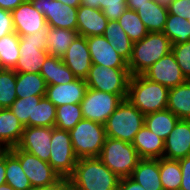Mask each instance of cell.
Returning a JSON list of instances; mask_svg holds the SVG:
<instances>
[{
  "label": "cell",
  "mask_w": 190,
  "mask_h": 190,
  "mask_svg": "<svg viewBox=\"0 0 190 190\" xmlns=\"http://www.w3.org/2000/svg\"><path fill=\"white\" fill-rule=\"evenodd\" d=\"M67 179L80 190H117L120 177L98 157H89L78 159Z\"/></svg>",
  "instance_id": "obj_1"
},
{
  "label": "cell",
  "mask_w": 190,
  "mask_h": 190,
  "mask_svg": "<svg viewBox=\"0 0 190 190\" xmlns=\"http://www.w3.org/2000/svg\"><path fill=\"white\" fill-rule=\"evenodd\" d=\"M169 88L153 82L143 75L131 76L128 84V101L144 115L167 108Z\"/></svg>",
  "instance_id": "obj_2"
},
{
  "label": "cell",
  "mask_w": 190,
  "mask_h": 190,
  "mask_svg": "<svg viewBox=\"0 0 190 190\" xmlns=\"http://www.w3.org/2000/svg\"><path fill=\"white\" fill-rule=\"evenodd\" d=\"M172 51V43L163 32H149L133 43L128 61L131 76L142 75L151 65Z\"/></svg>",
  "instance_id": "obj_3"
},
{
  "label": "cell",
  "mask_w": 190,
  "mask_h": 190,
  "mask_svg": "<svg viewBox=\"0 0 190 190\" xmlns=\"http://www.w3.org/2000/svg\"><path fill=\"white\" fill-rule=\"evenodd\" d=\"M144 122L145 115L124 99L104 124L106 137L132 143Z\"/></svg>",
  "instance_id": "obj_4"
},
{
  "label": "cell",
  "mask_w": 190,
  "mask_h": 190,
  "mask_svg": "<svg viewBox=\"0 0 190 190\" xmlns=\"http://www.w3.org/2000/svg\"><path fill=\"white\" fill-rule=\"evenodd\" d=\"M98 158L120 178L131 176L141 159L132 143L109 137Z\"/></svg>",
  "instance_id": "obj_5"
},
{
  "label": "cell",
  "mask_w": 190,
  "mask_h": 190,
  "mask_svg": "<svg viewBox=\"0 0 190 190\" xmlns=\"http://www.w3.org/2000/svg\"><path fill=\"white\" fill-rule=\"evenodd\" d=\"M69 134L78 159L100 155L106 139L103 124L83 118L69 131Z\"/></svg>",
  "instance_id": "obj_6"
},
{
  "label": "cell",
  "mask_w": 190,
  "mask_h": 190,
  "mask_svg": "<svg viewBox=\"0 0 190 190\" xmlns=\"http://www.w3.org/2000/svg\"><path fill=\"white\" fill-rule=\"evenodd\" d=\"M19 36L20 57L13 70L16 73H40L45 59L49 56L46 51L47 29Z\"/></svg>",
  "instance_id": "obj_7"
},
{
  "label": "cell",
  "mask_w": 190,
  "mask_h": 190,
  "mask_svg": "<svg viewBox=\"0 0 190 190\" xmlns=\"http://www.w3.org/2000/svg\"><path fill=\"white\" fill-rule=\"evenodd\" d=\"M130 77L128 68H111L92 63L85 81L90 89L117 94L124 100L127 99Z\"/></svg>",
  "instance_id": "obj_8"
},
{
  "label": "cell",
  "mask_w": 190,
  "mask_h": 190,
  "mask_svg": "<svg viewBox=\"0 0 190 190\" xmlns=\"http://www.w3.org/2000/svg\"><path fill=\"white\" fill-rule=\"evenodd\" d=\"M49 164L61 176L68 178L74 171L78 158L73 150L69 131L52 127Z\"/></svg>",
  "instance_id": "obj_9"
},
{
  "label": "cell",
  "mask_w": 190,
  "mask_h": 190,
  "mask_svg": "<svg viewBox=\"0 0 190 190\" xmlns=\"http://www.w3.org/2000/svg\"><path fill=\"white\" fill-rule=\"evenodd\" d=\"M19 161L32 187H47L58 183L62 178L48 162L30 154L17 146L8 149Z\"/></svg>",
  "instance_id": "obj_10"
},
{
  "label": "cell",
  "mask_w": 190,
  "mask_h": 190,
  "mask_svg": "<svg viewBox=\"0 0 190 190\" xmlns=\"http://www.w3.org/2000/svg\"><path fill=\"white\" fill-rule=\"evenodd\" d=\"M122 101L117 94L87 88L80 103L83 118L104 125Z\"/></svg>",
  "instance_id": "obj_11"
},
{
  "label": "cell",
  "mask_w": 190,
  "mask_h": 190,
  "mask_svg": "<svg viewBox=\"0 0 190 190\" xmlns=\"http://www.w3.org/2000/svg\"><path fill=\"white\" fill-rule=\"evenodd\" d=\"M30 1L33 7L44 15L48 27L77 30L78 8L62 4L58 0Z\"/></svg>",
  "instance_id": "obj_12"
},
{
  "label": "cell",
  "mask_w": 190,
  "mask_h": 190,
  "mask_svg": "<svg viewBox=\"0 0 190 190\" xmlns=\"http://www.w3.org/2000/svg\"><path fill=\"white\" fill-rule=\"evenodd\" d=\"M142 75L169 89L187 81L172 51L151 65Z\"/></svg>",
  "instance_id": "obj_13"
},
{
  "label": "cell",
  "mask_w": 190,
  "mask_h": 190,
  "mask_svg": "<svg viewBox=\"0 0 190 190\" xmlns=\"http://www.w3.org/2000/svg\"><path fill=\"white\" fill-rule=\"evenodd\" d=\"M51 136L52 127H24L17 147L37 156L42 161L49 162Z\"/></svg>",
  "instance_id": "obj_14"
},
{
  "label": "cell",
  "mask_w": 190,
  "mask_h": 190,
  "mask_svg": "<svg viewBox=\"0 0 190 190\" xmlns=\"http://www.w3.org/2000/svg\"><path fill=\"white\" fill-rule=\"evenodd\" d=\"M11 13L14 30L18 35L33 34L48 29L44 15L33 7L30 0H25Z\"/></svg>",
  "instance_id": "obj_15"
},
{
  "label": "cell",
  "mask_w": 190,
  "mask_h": 190,
  "mask_svg": "<svg viewBox=\"0 0 190 190\" xmlns=\"http://www.w3.org/2000/svg\"><path fill=\"white\" fill-rule=\"evenodd\" d=\"M92 63L111 68H128V62L117 53L103 36H89L86 38Z\"/></svg>",
  "instance_id": "obj_16"
},
{
  "label": "cell",
  "mask_w": 190,
  "mask_h": 190,
  "mask_svg": "<svg viewBox=\"0 0 190 190\" xmlns=\"http://www.w3.org/2000/svg\"><path fill=\"white\" fill-rule=\"evenodd\" d=\"M62 60L77 78L85 79L92 65L86 37L78 35L67 49Z\"/></svg>",
  "instance_id": "obj_17"
},
{
  "label": "cell",
  "mask_w": 190,
  "mask_h": 190,
  "mask_svg": "<svg viewBox=\"0 0 190 190\" xmlns=\"http://www.w3.org/2000/svg\"><path fill=\"white\" fill-rule=\"evenodd\" d=\"M190 155V120L179 119L164 141L163 158L179 160Z\"/></svg>",
  "instance_id": "obj_18"
},
{
  "label": "cell",
  "mask_w": 190,
  "mask_h": 190,
  "mask_svg": "<svg viewBox=\"0 0 190 190\" xmlns=\"http://www.w3.org/2000/svg\"><path fill=\"white\" fill-rule=\"evenodd\" d=\"M88 86L85 79L77 78L73 82L47 85L46 97L56 106L81 103Z\"/></svg>",
  "instance_id": "obj_19"
},
{
  "label": "cell",
  "mask_w": 190,
  "mask_h": 190,
  "mask_svg": "<svg viewBox=\"0 0 190 190\" xmlns=\"http://www.w3.org/2000/svg\"><path fill=\"white\" fill-rule=\"evenodd\" d=\"M100 9L80 5L77 11V33L84 37L103 35L108 24Z\"/></svg>",
  "instance_id": "obj_20"
},
{
  "label": "cell",
  "mask_w": 190,
  "mask_h": 190,
  "mask_svg": "<svg viewBox=\"0 0 190 190\" xmlns=\"http://www.w3.org/2000/svg\"><path fill=\"white\" fill-rule=\"evenodd\" d=\"M24 125L10 108H0V149L16 147L22 137Z\"/></svg>",
  "instance_id": "obj_21"
},
{
  "label": "cell",
  "mask_w": 190,
  "mask_h": 190,
  "mask_svg": "<svg viewBox=\"0 0 190 190\" xmlns=\"http://www.w3.org/2000/svg\"><path fill=\"white\" fill-rule=\"evenodd\" d=\"M132 145L140 158H163L164 140L144 125L135 135Z\"/></svg>",
  "instance_id": "obj_22"
},
{
  "label": "cell",
  "mask_w": 190,
  "mask_h": 190,
  "mask_svg": "<svg viewBox=\"0 0 190 190\" xmlns=\"http://www.w3.org/2000/svg\"><path fill=\"white\" fill-rule=\"evenodd\" d=\"M145 190H163L160 181L159 159L141 158L130 176Z\"/></svg>",
  "instance_id": "obj_23"
},
{
  "label": "cell",
  "mask_w": 190,
  "mask_h": 190,
  "mask_svg": "<svg viewBox=\"0 0 190 190\" xmlns=\"http://www.w3.org/2000/svg\"><path fill=\"white\" fill-rule=\"evenodd\" d=\"M40 74L47 85H57L73 82L77 77L66 66L62 58L48 56L41 67Z\"/></svg>",
  "instance_id": "obj_24"
},
{
  "label": "cell",
  "mask_w": 190,
  "mask_h": 190,
  "mask_svg": "<svg viewBox=\"0 0 190 190\" xmlns=\"http://www.w3.org/2000/svg\"><path fill=\"white\" fill-rule=\"evenodd\" d=\"M78 35L77 30L48 27L46 51L50 56L62 58Z\"/></svg>",
  "instance_id": "obj_25"
},
{
  "label": "cell",
  "mask_w": 190,
  "mask_h": 190,
  "mask_svg": "<svg viewBox=\"0 0 190 190\" xmlns=\"http://www.w3.org/2000/svg\"><path fill=\"white\" fill-rule=\"evenodd\" d=\"M136 12L148 32H163L168 9L163 8L154 0H149L146 4L140 6Z\"/></svg>",
  "instance_id": "obj_26"
},
{
  "label": "cell",
  "mask_w": 190,
  "mask_h": 190,
  "mask_svg": "<svg viewBox=\"0 0 190 190\" xmlns=\"http://www.w3.org/2000/svg\"><path fill=\"white\" fill-rule=\"evenodd\" d=\"M166 109L179 119L190 120V80L169 89Z\"/></svg>",
  "instance_id": "obj_27"
},
{
  "label": "cell",
  "mask_w": 190,
  "mask_h": 190,
  "mask_svg": "<svg viewBox=\"0 0 190 190\" xmlns=\"http://www.w3.org/2000/svg\"><path fill=\"white\" fill-rule=\"evenodd\" d=\"M103 36L119 55L127 62L130 60L134 42L128 37L118 21H109Z\"/></svg>",
  "instance_id": "obj_28"
},
{
  "label": "cell",
  "mask_w": 190,
  "mask_h": 190,
  "mask_svg": "<svg viewBox=\"0 0 190 190\" xmlns=\"http://www.w3.org/2000/svg\"><path fill=\"white\" fill-rule=\"evenodd\" d=\"M47 84L40 73H16L17 98L45 96Z\"/></svg>",
  "instance_id": "obj_29"
},
{
  "label": "cell",
  "mask_w": 190,
  "mask_h": 190,
  "mask_svg": "<svg viewBox=\"0 0 190 190\" xmlns=\"http://www.w3.org/2000/svg\"><path fill=\"white\" fill-rule=\"evenodd\" d=\"M178 121L179 118L174 113L165 109L145 115L144 125L165 141Z\"/></svg>",
  "instance_id": "obj_30"
},
{
  "label": "cell",
  "mask_w": 190,
  "mask_h": 190,
  "mask_svg": "<svg viewBox=\"0 0 190 190\" xmlns=\"http://www.w3.org/2000/svg\"><path fill=\"white\" fill-rule=\"evenodd\" d=\"M6 183L14 190H29L32 185L29 178L25 175L20 161L9 151L6 150Z\"/></svg>",
  "instance_id": "obj_31"
},
{
  "label": "cell",
  "mask_w": 190,
  "mask_h": 190,
  "mask_svg": "<svg viewBox=\"0 0 190 190\" xmlns=\"http://www.w3.org/2000/svg\"><path fill=\"white\" fill-rule=\"evenodd\" d=\"M160 181L163 190H179L182 181V171L179 160L159 158Z\"/></svg>",
  "instance_id": "obj_32"
},
{
  "label": "cell",
  "mask_w": 190,
  "mask_h": 190,
  "mask_svg": "<svg viewBox=\"0 0 190 190\" xmlns=\"http://www.w3.org/2000/svg\"><path fill=\"white\" fill-rule=\"evenodd\" d=\"M163 33L172 44L185 43L190 41V24L185 18L168 14Z\"/></svg>",
  "instance_id": "obj_33"
},
{
  "label": "cell",
  "mask_w": 190,
  "mask_h": 190,
  "mask_svg": "<svg viewBox=\"0 0 190 190\" xmlns=\"http://www.w3.org/2000/svg\"><path fill=\"white\" fill-rule=\"evenodd\" d=\"M20 36L10 33L0 38V57L2 69H13L20 57L19 50Z\"/></svg>",
  "instance_id": "obj_34"
},
{
  "label": "cell",
  "mask_w": 190,
  "mask_h": 190,
  "mask_svg": "<svg viewBox=\"0 0 190 190\" xmlns=\"http://www.w3.org/2000/svg\"><path fill=\"white\" fill-rule=\"evenodd\" d=\"M117 21L133 42L140 41L149 33L134 10L126 9Z\"/></svg>",
  "instance_id": "obj_35"
},
{
  "label": "cell",
  "mask_w": 190,
  "mask_h": 190,
  "mask_svg": "<svg viewBox=\"0 0 190 190\" xmlns=\"http://www.w3.org/2000/svg\"><path fill=\"white\" fill-rule=\"evenodd\" d=\"M82 119L80 103L56 107L55 128L57 129L70 131Z\"/></svg>",
  "instance_id": "obj_36"
},
{
  "label": "cell",
  "mask_w": 190,
  "mask_h": 190,
  "mask_svg": "<svg viewBox=\"0 0 190 190\" xmlns=\"http://www.w3.org/2000/svg\"><path fill=\"white\" fill-rule=\"evenodd\" d=\"M44 96H29L17 98L9 107L24 127H34L35 101H40Z\"/></svg>",
  "instance_id": "obj_37"
},
{
  "label": "cell",
  "mask_w": 190,
  "mask_h": 190,
  "mask_svg": "<svg viewBox=\"0 0 190 190\" xmlns=\"http://www.w3.org/2000/svg\"><path fill=\"white\" fill-rule=\"evenodd\" d=\"M16 99V72L0 70V108H9Z\"/></svg>",
  "instance_id": "obj_38"
},
{
  "label": "cell",
  "mask_w": 190,
  "mask_h": 190,
  "mask_svg": "<svg viewBox=\"0 0 190 190\" xmlns=\"http://www.w3.org/2000/svg\"><path fill=\"white\" fill-rule=\"evenodd\" d=\"M127 0H81V5L100 9L108 21H117L127 9Z\"/></svg>",
  "instance_id": "obj_39"
},
{
  "label": "cell",
  "mask_w": 190,
  "mask_h": 190,
  "mask_svg": "<svg viewBox=\"0 0 190 190\" xmlns=\"http://www.w3.org/2000/svg\"><path fill=\"white\" fill-rule=\"evenodd\" d=\"M56 106L46 97L35 101L34 127H55Z\"/></svg>",
  "instance_id": "obj_40"
},
{
  "label": "cell",
  "mask_w": 190,
  "mask_h": 190,
  "mask_svg": "<svg viewBox=\"0 0 190 190\" xmlns=\"http://www.w3.org/2000/svg\"><path fill=\"white\" fill-rule=\"evenodd\" d=\"M172 53L175 56L182 74L186 80H190V41L172 44Z\"/></svg>",
  "instance_id": "obj_41"
},
{
  "label": "cell",
  "mask_w": 190,
  "mask_h": 190,
  "mask_svg": "<svg viewBox=\"0 0 190 190\" xmlns=\"http://www.w3.org/2000/svg\"><path fill=\"white\" fill-rule=\"evenodd\" d=\"M168 14L190 18V0H173L168 8Z\"/></svg>",
  "instance_id": "obj_42"
},
{
  "label": "cell",
  "mask_w": 190,
  "mask_h": 190,
  "mask_svg": "<svg viewBox=\"0 0 190 190\" xmlns=\"http://www.w3.org/2000/svg\"><path fill=\"white\" fill-rule=\"evenodd\" d=\"M13 32L15 30L12 13L0 8V38Z\"/></svg>",
  "instance_id": "obj_43"
},
{
  "label": "cell",
  "mask_w": 190,
  "mask_h": 190,
  "mask_svg": "<svg viewBox=\"0 0 190 190\" xmlns=\"http://www.w3.org/2000/svg\"><path fill=\"white\" fill-rule=\"evenodd\" d=\"M182 181L179 190H190V155L185 158L179 159Z\"/></svg>",
  "instance_id": "obj_44"
},
{
  "label": "cell",
  "mask_w": 190,
  "mask_h": 190,
  "mask_svg": "<svg viewBox=\"0 0 190 190\" xmlns=\"http://www.w3.org/2000/svg\"><path fill=\"white\" fill-rule=\"evenodd\" d=\"M117 190H145L142 185L129 177H122L118 183Z\"/></svg>",
  "instance_id": "obj_45"
},
{
  "label": "cell",
  "mask_w": 190,
  "mask_h": 190,
  "mask_svg": "<svg viewBox=\"0 0 190 190\" xmlns=\"http://www.w3.org/2000/svg\"><path fill=\"white\" fill-rule=\"evenodd\" d=\"M25 0H0V8L12 12Z\"/></svg>",
  "instance_id": "obj_46"
},
{
  "label": "cell",
  "mask_w": 190,
  "mask_h": 190,
  "mask_svg": "<svg viewBox=\"0 0 190 190\" xmlns=\"http://www.w3.org/2000/svg\"><path fill=\"white\" fill-rule=\"evenodd\" d=\"M6 150H0V185L6 183Z\"/></svg>",
  "instance_id": "obj_47"
},
{
  "label": "cell",
  "mask_w": 190,
  "mask_h": 190,
  "mask_svg": "<svg viewBox=\"0 0 190 190\" xmlns=\"http://www.w3.org/2000/svg\"><path fill=\"white\" fill-rule=\"evenodd\" d=\"M147 1L149 0H127V9L137 11L140 8V6L146 4Z\"/></svg>",
  "instance_id": "obj_48"
},
{
  "label": "cell",
  "mask_w": 190,
  "mask_h": 190,
  "mask_svg": "<svg viewBox=\"0 0 190 190\" xmlns=\"http://www.w3.org/2000/svg\"><path fill=\"white\" fill-rule=\"evenodd\" d=\"M60 190H80L74 186L67 178H62L60 180Z\"/></svg>",
  "instance_id": "obj_49"
},
{
  "label": "cell",
  "mask_w": 190,
  "mask_h": 190,
  "mask_svg": "<svg viewBox=\"0 0 190 190\" xmlns=\"http://www.w3.org/2000/svg\"><path fill=\"white\" fill-rule=\"evenodd\" d=\"M29 190H60V181L47 187H31Z\"/></svg>",
  "instance_id": "obj_50"
},
{
  "label": "cell",
  "mask_w": 190,
  "mask_h": 190,
  "mask_svg": "<svg viewBox=\"0 0 190 190\" xmlns=\"http://www.w3.org/2000/svg\"><path fill=\"white\" fill-rule=\"evenodd\" d=\"M62 4L69 5L73 8H78L81 5V0H58Z\"/></svg>",
  "instance_id": "obj_51"
},
{
  "label": "cell",
  "mask_w": 190,
  "mask_h": 190,
  "mask_svg": "<svg viewBox=\"0 0 190 190\" xmlns=\"http://www.w3.org/2000/svg\"><path fill=\"white\" fill-rule=\"evenodd\" d=\"M156 1L160 6H162L165 9H168L170 4L173 2V0H154Z\"/></svg>",
  "instance_id": "obj_52"
},
{
  "label": "cell",
  "mask_w": 190,
  "mask_h": 190,
  "mask_svg": "<svg viewBox=\"0 0 190 190\" xmlns=\"http://www.w3.org/2000/svg\"><path fill=\"white\" fill-rule=\"evenodd\" d=\"M0 190H14L10 185L7 183L0 185Z\"/></svg>",
  "instance_id": "obj_53"
},
{
  "label": "cell",
  "mask_w": 190,
  "mask_h": 190,
  "mask_svg": "<svg viewBox=\"0 0 190 190\" xmlns=\"http://www.w3.org/2000/svg\"><path fill=\"white\" fill-rule=\"evenodd\" d=\"M0 70H2V62H1V57H0Z\"/></svg>",
  "instance_id": "obj_54"
}]
</instances>
